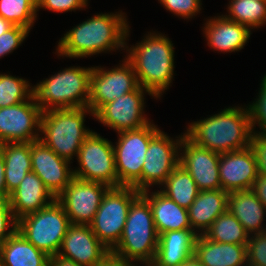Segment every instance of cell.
I'll list each match as a JSON object with an SVG mask.
<instances>
[{"instance_id":"obj_1","label":"cell","mask_w":266,"mask_h":266,"mask_svg":"<svg viewBox=\"0 0 266 266\" xmlns=\"http://www.w3.org/2000/svg\"><path fill=\"white\" fill-rule=\"evenodd\" d=\"M126 13H97L80 22L59 39L56 52L64 58H87L101 53L125 50L129 27Z\"/></svg>"},{"instance_id":"obj_2","label":"cell","mask_w":266,"mask_h":266,"mask_svg":"<svg viewBox=\"0 0 266 266\" xmlns=\"http://www.w3.org/2000/svg\"><path fill=\"white\" fill-rule=\"evenodd\" d=\"M147 33L141 42L129 47L127 40L129 41L130 26L128 27L124 57L132 64L138 84L157 100L173 83L174 44L165 34L156 31Z\"/></svg>"},{"instance_id":"obj_3","label":"cell","mask_w":266,"mask_h":266,"mask_svg":"<svg viewBox=\"0 0 266 266\" xmlns=\"http://www.w3.org/2000/svg\"><path fill=\"white\" fill-rule=\"evenodd\" d=\"M184 133L195 144L219 154L245 149L253 134L248 107H225L217 114L191 122Z\"/></svg>"},{"instance_id":"obj_4","label":"cell","mask_w":266,"mask_h":266,"mask_svg":"<svg viewBox=\"0 0 266 266\" xmlns=\"http://www.w3.org/2000/svg\"><path fill=\"white\" fill-rule=\"evenodd\" d=\"M158 240L149 202L140 194L130 205L121 239L110 252L136 266H150Z\"/></svg>"},{"instance_id":"obj_5","label":"cell","mask_w":266,"mask_h":266,"mask_svg":"<svg viewBox=\"0 0 266 266\" xmlns=\"http://www.w3.org/2000/svg\"><path fill=\"white\" fill-rule=\"evenodd\" d=\"M88 114L94 119V113L89 107L42 112L40 140L58 156L73 163L83 141L92 132L84 124Z\"/></svg>"},{"instance_id":"obj_6","label":"cell","mask_w":266,"mask_h":266,"mask_svg":"<svg viewBox=\"0 0 266 266\" xmlns=\"http://www.w3.org/2000/svg\"><path fill=\"white\" fill-rule=\"evenodd\" d=\"M91 67L71 66L36 83L34 97L42 112L88 107Z\"/></svg>"},{"instance_id":"obj_7","label":"cell","mask_w":266,"mask_h":266,"mask_svg":"<svg viewBox=\"0 0 266 266\" xmlns=\"http://www.w3.org/2000/svg\"><path fill=\"white\" fill-rule=\"evenodd\" d=\"M64 207L55 200L49 206L17 221V230L36 248L52 257L58 254L70 225Z\"/></svg>"},{"instance_id":"obj_8","label":"cell","mask_w":266,"mask_h":266,"mask_svg":"<svg viewBox=\"0 0 266 266\" xmlns=\"http://www.w3.org/2000/svg\"><path fill=\"white\" fill-rule=\"evenodd\" d=\"M140 194L132 186L109 188L104 194L90 227L110 251L120 241L129 207Z\"/></svg>"},{"instance_id":"obj_9","label":"cell","mask_w":266,"mask_h":266,"mask_svg":"<svg viewBox=\"0 0 266 266\" xmlns=\"http://www.w3.org/2000/svg\"><path fill=\"white\" fill-rule=\"evenodd\" d=\"M78 167L73 169L75 178L97 182L110 188L120 187L116 171L113 143L92 131L83 141L76 157Z\"/></svg>"},{"instance_id":"obj_10","label":"cell","mask_w":266,"mask_h":266,"mask_svg":"<svg viewBox=\"0 0 266 266\" xmlns=\"http://www.w3.org/2000/svg\"><path fill=\"white\" fill-rule=\"evenodd\" d=\"M159 131V127L151 121L142 128L118 133L113 150L121 186H132L141 177L148 145Z\"/></svg>"},{"instance_id":"obj_11","label":"cell","mask_w":266,"mask_h":266,"mask_svg":"<svg viewBox=\"0 0 266 266\" xmlns=\"http://www.w3.org/2000/svg\"><path fill=\"white\" fill-rule=\"evenodd\" d=\"M171 138L160 130L148 145L141 177L132 185L142 192L155 186L160 187L173 170L179 165L182 136Z\"/></svg>"},{"instance_id":"obj_12","label":"cell","mask_w":266,"mask_h":266,"mask_svg":"<svg viewBox=\"0 0 266 266\" xmlns=\"http://www.w3.org/2000/svg\"><path fill=\"white\" fill-rule=\"evenodd\" d=\"M121 63L108 69L101 66L92 67L88 107L94 115L105 104L134 91L139 86L132 64L126 58H123Z\"/></svg>"},{"instance_id":"obj_13","label":"cell","mask_w":266,"mask_h":266,"mask_svg":"<svg viewBox=\"0 0 266 266\" xmlns=\"http://www.w3.org/2000/svg\"><path fill=\"white\" fill-rule=\"evenodd\" d=\"M147 93L155 98L139 85L134 91L105 104L94 115V119L117 133L142 128L151 122L144 111L146 104L144 97Z\"/></svg>"},{"instance_id":"obj_14","label":"cell","mask_w":266,"mask_h":266,"mask_svg":"<svg viewBox=\"0 0 266 266\" xmlns=\"http://www.w3.org/2000/svg\"><path fill=\"white\" fill-rule=\"evenodd\" d=\"M41 116L34 95L24 102L0 108V144L40 140Z\"/></svg>"},{"instance_id":"obj_15","label":"cell","mask_w":266,"mask_h":266,"mask_svg":"<svg viewBox=\"0 0 266 266\" xmlns=\"http://www.w3.org/2000/svg\"><path fill=\"white\" fill-rule=\"evenodd\" d=\"M109 188L74 177L56 200L64 207L71 224L90 225Z\"/></svg>"},{"instance_id":"obj_16","label":"cell","mask_w":266,"mask_h":266,"mask_svg":"<svg viewBox=\"0 0 266 266\" xmlns=\"http://www.w3.org/2000/svg\"><path fill=\"white\" fill-rule=\"evenodd\" d=\"M219 159V153L195 144L185 134L182 136L179 164L192 176L199 191L221 189Z\"/></svg>"},{"instance_id":"obj_17","label":"cell","mask_w":266,"mask_h":266,"mask_svg":"<svg viewBox=\"0 0 266 266\" xmlns=\"http://www.w3.org/2000/svg\"><path fill=\"white\" fill-rule=\"evenodd\" d=\"M31 165L34 172L57 198L74 178L71 162L58 156L41 140L31 142Z\"/></svg>"},{"instance_id":"obj_18","label":"cell","mask_w":266,"mask_h":266,"mask_svg":"<svg viewBox=\"0 0 266 266\" xmlns=\"http://www.w3.org/2000/svg\"><path fill=\"white\" fill-rule=\"evenodd\" d=\"M257 175L256 158L250 146L220 154L219 177L224 191L250 190Z\"/></svg>"},{"instance_id":"obj_19","label":"cell","mask_w":266,"mask_h":266,"mask_svg":"<svg viewBox=\"0 0 266 266\" xmlns=\"http://www.w3.org/2000/svg\"><path fill=\"white\" fill-rule=\"evenodd\" d=\"M109 253L110 250L98 240L90 225L70 224L58 255L83 266H94Z\"/></svg>"},{"instance_id":"obj_20","label":"cell","mask_w":266,"mask_h":266,"mask_svg":"<svg viewBox=\"0 0 266 266\" xmlns=\"http://www.w3.org/2000/svg\"><path fill=\"white\" fill-rule=\"evenodd\" d=\"M203 35L213 51L232 53L242 50L252 31L245 25L227 19L223 14L207 18Z\"/></svg>"},{"instance_id":"obj_21","label":"cell","mask_w":266,"mask_h":266,"mask_svg":"<svg viewBox=\"0 0 266 266\" xmlns=\"http://www.w3.org/2000/svg\"><path fill=\"white\" fill-rule=\"evenodd\" d=\"M8 200L13 216L18 221L24 216L49 206L56 198L34 172H29L10 194Z\"/></svg>"},{"instance_id":"obj_22","label":"cell","mask_w":266,"mask_h":266,"mask_svg":"<svg viewBox=\"0 0 266 266\" xmlns=\"http://www.w3.org/2000/svg\"><path fill=\"white\" fill-rule=\"evenodd\" d=\"M141 195L149 202L158 235L173 230L192 229L188 210L176 204L160 190L142 191Z\"/></svg>"},{"instance_id":"obj_23","label":"cell","mask_w":266,"mask_h":266,"mask_svg":"<svg viewBox=\"0 0 266 266\" xmlns=\"http://www.w3.org/2000/svg\"><path fill=\"white\" fill-rule=\"evenodd\" d=\"M197 236L192 229L160 234L156 256L150 266H179L187 261L194 256Z\"/></svg>"},{"instance_id":"obj_24","label":"cell","mask_w":266,"mask_h":266,"mask_svg":"<svg viewBox=\"0 0 266 266\" xmlns=\"http://www.w3.org/2000/svg\"><path fill=\"white\" fill-rule=\"evenodd\" d=\"M229 193L223 189L199 191L188 210L189 222L197 235H203L228 207Z\"/></svg>"},{"instance_id":"obj_25","label":"cell","mask_w":266,"mask_h":266,"mask_svg":"<svg viewBox=\"0 0 266 266\" xmlns=\"http://www.w3.org/2000/svg\"><path fill=\"white\" fill-rule=\"evenodd\" d=\"M194 256L203 266H248L246 244L220 243L198 235Z\"/></svg>"},{"instance_id":"obj_26","label":"cell","mask_w":266,"mask_h":266,"mask_svg":"<svg viewBox=\"0 0 266 266\" xmlns=\"http://www.w3.org/2000/svg\"><path fill=\"white\" fill-rule=\"evenodd\" d=\"M227 209L244 226L249 235L266 231L264 222L266 207L251 189L230 192Z\"/></svg>"},{"instance_id":"obj_27","label":"cell","mask_w":266,"mask_h":266,"mask_svg":"<svg viewBox=\"0 0 266 266\" xmlns=\"http://www.w3.org/2000/svg\"><path fill=\"white\" fill-rule=\"evenodd\" d=\"M0 266H49V256L16 230L0 247Z\"/></svg>"},{"instance_id":"obj_28","label":"cell","mask_w":266,"mask_h":266,"mask_svg":"<svg viewBox=\"0 0 266 266\" xmlns=\"http://www.w3.org/2000/svg\"><path fill=\"white\" fill-rule=\"evenodd\" d=\"M5 162V184L10 195L27 173L32 172L31 142H6L0 144Z\"/></svg>"},{"instance_id":"obj_29","label":"cell","mask_w":266,"mask_h":266,"mask_svg":"<svg viewBox=\"0 0 266 266\" xmlns=\"http://www.w3.org/2000/svg\"><path fill=\"white\" fill-rule=\"evenodd\" d=\"M159 188L163 194L185 209L190 207L199 194L194 179L180 164Z\"/></svg>"},{"instance_id":"obj_30","label":"cell","mask_w":266,"mask_h":266,"mask_svg":"<svg viewBox=\"0 0 266 266\" xmlns=\"http://www.w3.org/2000/svg\"><path fill=\"white\" fill-rule=\"evenodd\" d=\"M227 12L224 15L227 19L250 30L266 25V0H230Z\"/></svg>"},{"instance_id":"obj_31","label":"cell","mask_w":266,"mask_h":266,"mask_svg":"<svg viewBox=\"0 0 266 266\" xmlns=\"http://www.w3.org/2000/svg\"><path fill=\"white\" fill-rule=\"evenodd\" d=\"M204 235L214 242L247 244L249 234L237 218L227 209L218 216Z\"/></svg>"},{"instance_id":"obj_32","label":"cell","mask_w":266,"mask_h":266,"mask_svg":"<svg viewBox=\"0 0 266 266\" xmlns=\"http://www.w3.org/2000/svg\"><path fill=\"white\" fill-rule=\"evenodd\" d=\"M37 15V0H0V16L14 26L31 30Z\"/></svg>"},{"instance_id":"obj_33","label":"cell","mask_w":266,"mask_h":266,"mask_svg":"<svg viewBox=\"0 0 266 266\" xmlns=\"http://www.w3.org/2000/svg\"><path fill=\"white\" fill-rule=\"evenodd\" d=\"M33 95V85L27 79L0 73V108L24 102Z\"/></svg>"},{"instance_id":"obj_34","label":"cell","mask_w":266,"mask_h":266,"mask_svg":"<svg viewBox=\"0 0 266 266\" xmlns=\"http://www.w3.org/2000/svg\"><path fill=\"white\" fill-rule=\"evenodd\" d=\"M260 81L258 96L253 103L247 105L253 133H266V75ZM256 126L260 131H256Z\"/></svg>"},{"instance_id":"obj_35","label":"cell","mask_w":266,"mask_h":266,"mask_svg":"<svg viewBox=\"0 0 266 266\" xmlns=\"http://www.w3.org/2000/svg\"><path fill=\"white\" fill-rule=\"evenodd\" d=\"M163 7L184 20H190L201 11V0H159Z\"/></svg>"},{"instance_id":"obj_36","label":"cell","mask_w":266,"mask_h":266,"mask_svg":"<svg viewBox=\"0 0 266 266\" xmlns=\"http://www.w3.org/2000/svg\"><path fill=\"white\" fill-rule=\"evenodd\" d=\"M30 30L25 27L13 26L0 36V59L14 52L25 41Z\"/></svg>"},{"instance_id":"obj_37","label":"cell","mask_w":266,"mask_h":266,"mask_svg":"<svg viewBox=\"0 0 266 266\" xmlns=\"http://www.w3.org/2000/svg\"><path fill=\"white\" fill-rule=\"evenodd\" d=\"M88 0H37V12L47 9L53 12H76L87 8Z\"/></svg>"},{"instance_id":"obj_38","label":"cell","mask_w":266,"mask_h":266,"mask_svg":"<svg viewBox=\"0 0 266 266\" xmlns=\"http://www.w3.org/2000/svg\"><path fill=\"white\" fill-rule=\"evenodd\" d=\"M16 230L17 221L13 216L9 200H0V247Z\"/></svg>"},{"instance_id":"obj_39","label":"cell","mask_w":266,"mask_h":266,"mask_svg":"<svg viewBox=\"0 0 266 266\" xmlns=\"http://www.w3.org/2000/svg\"><path fill=\"white\" fill-rule=\"evenodd\" d=\"M250 147L255 154L258 174L266 175V133H253Z\"/></svg>"},{"instance_id":"obj_40","label":"cell","mask_w":266,"mask_h":266,"mask_svg":"<svg viewBox=\"0 0 266 266\" xmlns=\"http://www.w3.org/2000/svg\"><path fill=\"white\" fill-rule=\"evenodd\" d=\"M251 190L266 207V175L258 174Z\"/></svg>"},{"instance_id":"obj_41","label":"cell","mask_w":266,"mask_h":266,"mask_svg":"<svg viewBox=\"0 0 266 266\" xmlns=\"http://www.w3.org/2000/svg\"><path fill=\"white\" fill-rule=\"evenodd\" d=\"M94 266H136L132 263L126 262L113 253L106 255L100 262Z\"/></svg>"},{"instance_id":"obj_42","label":"cell","mask_w":266,"mask_h":266,"mask_svg":"<svg viewBox=\"0 0 266 266\" xmlns=\"http://www.w3.org/2000/svg\"><path fill=\"white\" fill-rule=\"evenodd\" d=\"M4 172H5V162L0 148V200H8L10 197L6 189Z\"/></svg>"},{"instance_id":"obj_43","label":"cell","mask_w":266,"mask_h":266,"mask_svg":"<svg viewBox=\"0 0 266 266\" xmlns=\"http://www.w3.org/2000/svg\"><path fill=\"white\" fill-rule=\"evenodd\" d=\"M49 266H83L75 261H72L71 259L62 257L60 255H55L52 257H49Z\"/></svg>"},{"instance_id":"obj_44","label":"cell","mask_w":266,"mask_h":266,"mask_svg":"<svg viewBox=\"0 0 266 266\" xmlns=\"http://www.w3.org/2000/svg\"><path fill=\"white\" fill-rule=\"evenodd\" d=\"M13 26L14 25H12L9 21L0 16V36L11 29Z\"/></svg>"},{"instance_id":"obj_45","label":"cell","mask_w":266,"mask_h":266,"mask_svg":"<svg viewBox=\"0 0 266 266\" xmlns=\"http://www.w3.org/2000/svg\"><path fill=\"white\" fill-rule=\"evenodd\" d=\"M179 266H203V265L195 256H192L190 259L181 263Z\"/></svg>"}]
</instances>
